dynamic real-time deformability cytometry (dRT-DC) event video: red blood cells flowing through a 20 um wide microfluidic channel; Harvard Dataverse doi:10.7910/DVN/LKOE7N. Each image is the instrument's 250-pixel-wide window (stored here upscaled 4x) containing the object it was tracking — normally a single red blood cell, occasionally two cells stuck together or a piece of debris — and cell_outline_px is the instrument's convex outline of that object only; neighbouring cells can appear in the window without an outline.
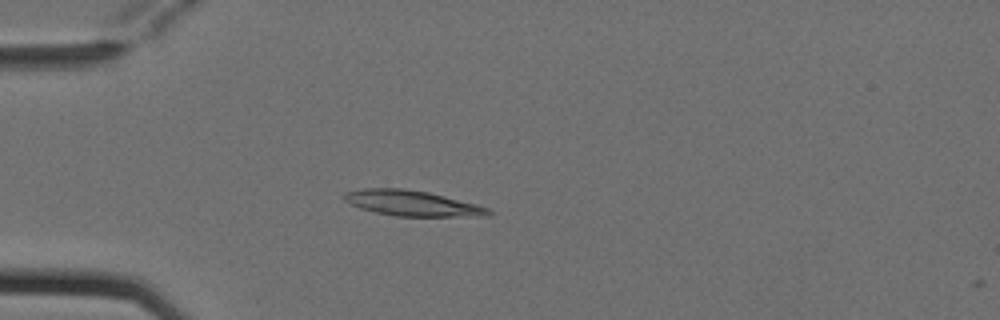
{"species": "Egyptian fruit bat (a non-hibernating species)", "species_latin": "Rousettus aegyptiacus", "temperature_condition": "cold", "stored_images_in_passage": 4, "camera_frame_rate_fps": 3000, "um_per_image_px": 0.085, "animal": {"sex": "female"}, "frame": {"image": 1, "passage_image": 3, "time_ms": 0.667, "image_size_px": [1000, 320], "cell_outline_px": [[492, 212], [488, 216], [396, 216], [372, 212], [360, 208], [344, 200], [340, 196], [344, 192], [364, 188], [404, 188], [428, 192], [476, 204], [488, 208]], "centroid_in_image_um": [34.97, 17.27], "position_along_channel_um": 50.0, "area_um2": 21.44}}